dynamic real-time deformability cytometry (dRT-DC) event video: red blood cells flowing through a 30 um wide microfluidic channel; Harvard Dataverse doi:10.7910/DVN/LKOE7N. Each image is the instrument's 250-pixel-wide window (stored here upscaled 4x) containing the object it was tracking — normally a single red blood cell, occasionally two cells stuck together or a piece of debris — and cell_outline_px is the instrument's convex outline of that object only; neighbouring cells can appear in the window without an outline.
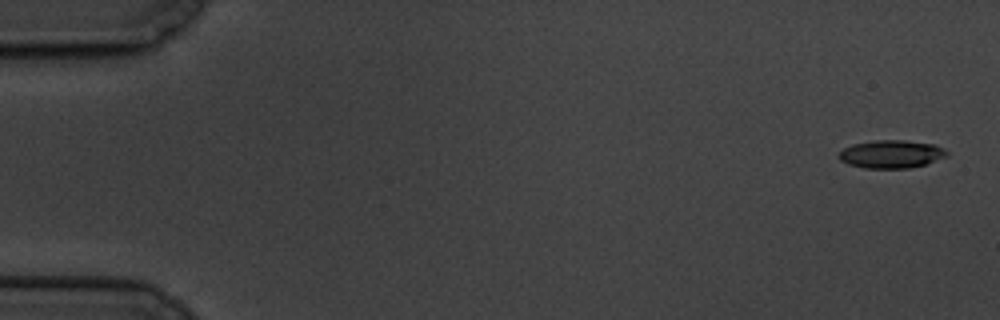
{"species": "common noctule bat (a hibernating species)", "species_latin": "Nyctalus noctula", "temperature_condition": "cold", "stored_images_in_passage": 7, "camera_frame_rate_fps": 3000, "um_per_image_px": 0.085, "animal": {"sex": "male", "body_mass_g": 19.5, "forearm_length_mm": 54.6}, "frame": {"image": 1, "passage_image": 1, "time_ms": 0.0, "image_size_px": [1000, 320], "cell_outline_px": [[948, 156], [924, 164], [908, 168], [864, 168], [848, 164], [840, 160], [836, 156], [844, 148], [852, 144], [872, 140], [904, 140], [936, 144], [944, 148], [948, 152]], "centroid_in_image_um": [75.75, 13.09], "position_along_channel_um": 9.3, "area_um2": 17.74}}
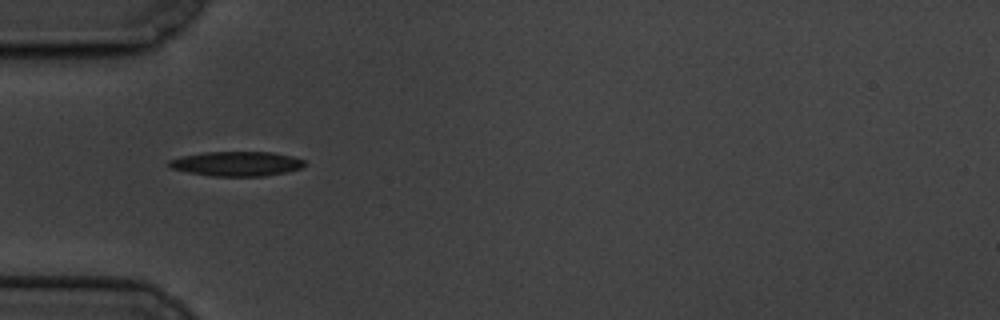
{"frame": {"image": 2, "passage_image": 5, "time_ms": 5.667, "image_size_px": [1000, 320], "cell_outline_px": [[304, 164], [300, 168], [288, 172], [264, 176], [212, 176], [188, 172], [172, 168], [168, 164], [168, 160], [180, 156], [204, 152], [272, 152], [292, 156], [304, 160]], "centroid_in_image_um": [20.1, 13.91], "position_along_channel_um": 64.9, "area_um2": 19.42}}
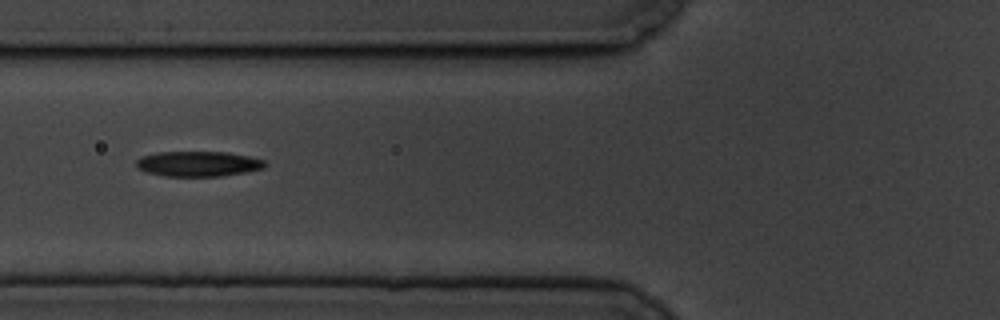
{"frame": {"image": 3, "passage_image": 6, "time_ms": 7.0, "image_size_px": [1000, 320], "cell_outline_px": [[268, 164], [264, 168], [244, 172], [220, 176], [164, 176], [144, 172], [136, 168], [136, 160], [140, 156], [156, 152], [228, 152], [248, 156], [264, 160]], "centroid_in_image_um": [16.8, 13.92], "position_along_channel_um": 109.0, "area_um2": 19.07}}